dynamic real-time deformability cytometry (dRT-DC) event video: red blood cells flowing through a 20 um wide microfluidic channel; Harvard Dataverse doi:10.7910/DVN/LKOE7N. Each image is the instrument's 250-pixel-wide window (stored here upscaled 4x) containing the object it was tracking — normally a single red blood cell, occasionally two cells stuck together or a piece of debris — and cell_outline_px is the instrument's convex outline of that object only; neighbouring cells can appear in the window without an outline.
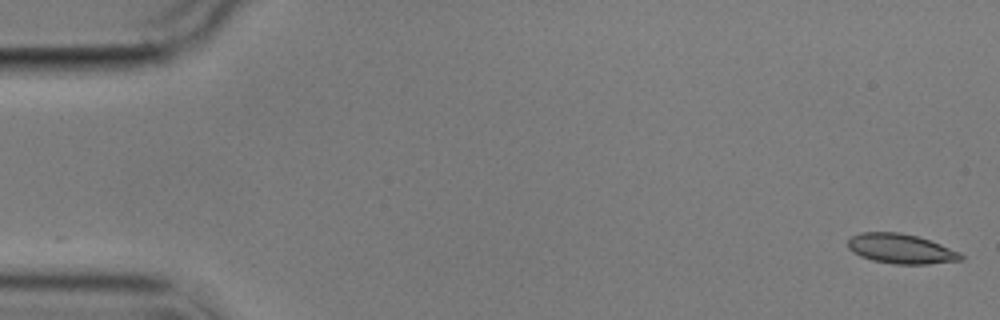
{"species": "common noctule bat (a hibernating species)", "species_latin": "Nyctalus noctula", "temperature_condition": "cold", "stored_images_in_passage": 5, "camera_frame_rate_fps": 3000, "um_per_image_px": 0.085, "animal": {"sex": "male", "body_mass_g": 17.9}, "frame": {"image": 1, "passage_image": 1, "time_ms": 0.0, "image_size_px": [1000, 320], "cell_outline_px": [[964, 260], [928, 264], [892, 264], [872, 260], [860, 256], [852, 252], [848, 248], [848, 240], [852, 236], [860, 232], [900, 232], [916, 236], [940, 244], [960, 252], [964, 256]], "centroid_in_image_um": [76.57, 21.15], "position_along_channel_um": 8.4, "area_um2": 19.65}}